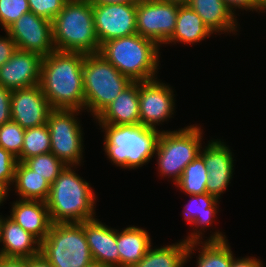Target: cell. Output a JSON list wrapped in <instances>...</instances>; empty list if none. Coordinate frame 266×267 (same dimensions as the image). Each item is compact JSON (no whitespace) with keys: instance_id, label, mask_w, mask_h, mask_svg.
<instances>
[{"instance_id":"3957f363","label":"cell","mask_w":266,"mask_h":267,"mask_svg":"<svg viewBox=\"0 0 266 267\" xmlns=\"http://www.w3.org/2000/svg\"><path fill=\"white\" fill-rule=\"evenodd\" d=\"M104 134V151L117 167L136 169L154 158L161 130L143 125L98 124Z\"/></svg>"},{"instance_id":"4dcf8cb0","label":"cell","mask_w":266,"mask_h":267,"mask_svg":"<svg viewBox=\"0 0 266 267\" xmlns=\"http://www.w3.org/2000/svg\"><path fill=\"white\" fill-rule=\"evenodd\" d=\"M25 129L13 120L0 126V146L18 158L21 155Z\"/></svg>"},{"instance_id":"8fae6325","label":"cell","mask_w":266,"mask_h":267,"mask_svg":"<svg viewBox=\"0 0 266 267\" xmlns=\"http://www.w3.org/2000/svg\"><path fill=\"white\" fill-rule=\"evenodd\" d=\"M174 89L160 79L139 82L140 125L158 129L172 118L175 110Z\"/></svg>"},{"instance_id":"4316f807","label":"cell","mask_w":266,"mask_h":267,"mask_svg":"<svg viewBox=\"0 0 266 267\" xmlns=\"http://www.w3.org/2000/svg\"><path fill=\"white\" fill-rule=\"evenodd\" d=\"M189 243L180 240L153 249L149 248L145 256L132 267H184L187 263V251Z\"/></svg>"},{"instance_id":"e0dca14e","label":"cell","mask_w":266,"mask_h":267,"mask_svg":"<svg viewBox=\"0 0 266 267\" xmlns=\"http://www.w3.org/2000/svg\"><path fill=\"white\" fill-rule=\"evenodd\" d=\"M84 232L93 260L110 267H120L117 248V229L99 219L84 221Z\"/></svg>"},{"instance_id":"5bb4252c","label":"cell","mask_w":266,"mask_h":267,"mask_svg":"<svg viewBox=\"0 0 266 267\" xmlns=\"http://www.w3.org/2000/svg\"><path fill=\"white\" fill-rule=\"evenodd\" d=\"M199 155L203 158L208 170L207 193L220 199L233 178L234 154L224 141L217 138L208 141L207 146L200 150Z\"/></svg>"},{"instance_id":"7bdbcfd3","label":"cell","mask_w":266,"mask_h":267,"mask_svg":"<svg viewBox=\"0 0 266 267\" xmlns=\"http://www.w3.org/2000/svg\"><path fill=\"white\" fill-rule=\"evenodd\" d=\"M164 2H169V3H175V4H179V5H187L189 0H161Z\"/></svg>"},{"instance_id":"f6af8a7d","label":"cell","mask_w":266,"mask_h":267,"mask_svg":"<svg viewBox=\"0 0 266 267\" xmlns=\"http://www.w3.org/2000/svg\"><path fill=\"white\" fill-rule=\"evenodd\" d=\"M0 243H1V215H0Z\"/></svg>"},{"instance_id":"6da1fadb","label":"cell","mask_w":266,"mask_h":267,"mask_svg":"<svg viewBox=\"0 0 266 267\" xmlns=\"http://www.w3.org/2000/svg\"><path fill=\"white\" fill-rule=\"evenodd\" d=\"M84 56L55 50L42 58L39 85L52 109L84 110Z\"/></svg>"},{"instance_id":"8992f818","label":"cell","mask_w":266,"mask_h":267,"mask_svg":"<svg viewBox=\"0 0 266 267\" xmlns=\"http://www.w3.org/2000/svg\"><path fill=\"white\" fill-rule=\"evenodd\" d=\"M132 81L100 53L85 54L83 62L84 110L95 119Z\"/></svg>"},{"instance_id":"60d3db41","label":"cell","mask_w":266,"mask_h":267,"mask_svg":"<svg viewBox=\"0 0 266 267\" xmlns=\"http://www.w3.org/2000/svg\"><path fill=\"white\" fill-rule=\"evenodd\" d=\"M92 4H130L137 3L139 0H89Z\"/></svg>"},{"instance_id":"44dd1931","label":"cell","mask_w":266,"mask_h":267,"mask_svg":"<svg viewBox=\"0 0 266 267\" xmlns=\"http://www.w3.org/2000/svg\"><path fill=\"white\" fill-rule=\"evenodd\" d=\"M196 248L199 249V255L196 258L197 267H230L235 257L226 236L219 230L212 232L205 241L190 242L187 262L192 254H195Z\"/></svg>"},{"instance_id":"4fadbf2b","label":"cell","mask_w":266,"mask_h":267,"mask_svg":"<svg viewBox=\"0 0 266 267\" xmlns=\"http://www.w3.org/2000/svg\"><path fill=\"white\" fill-rule=\"evenodd\" d=\"M94 29L100 46L136 34V3L93 4Z\"/></svg>"},{"instance_id":"d6986e66","label":"cell","mask_w":266,"mask_h":267,"mask_svg":"<svg viewBox=\"0 0 266 267\" xmlns=\"http://www.w3.org/2000/svg\"><path fill=\"white\" fill-rule=\"evenodd\" d=\"M99 124H140L139 82L132 81L96 118Z\"/></svg>"},{"instance_id":"9a60e30c","label":"cell","mask_w":266,"mask_h":267,"mask_svg":"<svg viewBox=\"0 0 266 267\" xmlns=\"http://www.w3.org/2000/svg\"><path fill=\"white\" fill-rule=\"evenodd\" d=\"M51 110L39 84L11 91V118L23 129L46 124Z\"/></svg>"},{"instance_id":"f35d334b","label":"cell","mask_w":266,"mask_h":267,"mask_svg":"<svg viewBox=\"0 0 266 267\" xmlns=\"http://www.w3.org/2000/svg\"><path fill=\"white\" fill-rule=\"evenodd\" d=\"M0 267H27V259L0 257Z\"/></svg>"},{"instance_id":"cb8c5ba5","label":"cell","mask_w":266,"mask_h":267,"mask_svg":"<svg viewBox=\"0 0 266 267\" xmlns=\"http://www.w3.org/2000/svg\"><path fill=\"white\" fill-rule=\"evenodd\" d=\"M151 239L148 231L138 226L117 230L120 267H132L138 263L152 246Z\"/></svg>"},{"instance_id":"83f0119b","label":"cell","mask_w":266,"mask_h":267,"mask_svg":"<svg viewBox=\"0 0 266 267\" xmlns=\"http://www.w3.org/2000/svg\"><path fill=\"white\" fill-rule=\"evenodd\" d=\"M203 158L198 155L183 171L175 186L189 195L207 193L208 172Z\"/></svg>"},{"instance_id":"30bf717a","label":"cell","mask_w":266,"mask_h":267,"mask_svg":"<svg viewBox=\"0 0 266 267\" xmlns=\"http://www.w3.org/2000/svg\"><path fill=\"white\" fill-rule=\"evenodd\" d=\"M179 4L161 0H142L136 3V32L155 41L159 46L172 36Z\"/></svg>"},{"instance_id":"ffe728a7","label":"cell","mask_w":266,"mask_h":267,"mask_svg":"<svg viewBox=\"0 0 266 267\" xmlns=\"http://www.w3.org/2000/svg\"><path fill=\"white\" fill-rule=\"evenodd\" d=\"M8 216L24 230L42 242L52 226L50 214L43 201L16 200L12 203Z\"/></svg>"},{"instance_id":"ba28073f","label":"cell","mask_w":266,"mask_h":267,"mask_svg":"<svg viewBox=\"0 0 266 267\" xmlns=\"http://www.w3.org/2000/svg\"><path fill=\"white\" fill-rule=\"evenodd\" d=\"M40 254L53 267H87L94 260L86 241L84 221L53 223L41 242Z\"/></svg>"},{"instance_id":"5b68a950","label":"cell","mask_w":266,"mask_h":267,"mask_svg":"<svg viewBox=\"0 0 266 267\" xmlns=\"http://www.w3.org/2000/svg\"><path fill=\"white\" fill-rule=\"evenodd\" d=\"M55 50L97 54L100 44L94 29L93 4L89 0H67L52 21Z\"/></svg>"},{"instance_id":"7402d4cb","label":"cell","mask_w":266,"mask_h":267,"mask_svg":"<svg viewBox=\"0 0 266 267\" xmlns=\"http://www.w3.org/2000/svg\"><path fill=\"white\" fill-rule=\"evenodd\" d=\"M189 197L191 200L185 205L183 211L184 219L196 229L185 237L184 240L188 243L203 240L204 233L202 232H205L204 229L211 227V224L214 223L219 206V199L208 193L189 195Z\"/></svg>"},{"instance_id":"ac0fdd59","label":"cell","mask_w":266,"mask_h":267,"mask_svg":"<svg viewBox=\"0 0 266 267\" xmlns=\"http://www.w3.org/2000/svg\"><path fill=\"white\" fill-rule=\"evenodd\" d=\"M0 257L28 259L40 254L41 242L8 216L1 215Z\"/></svg>"},{"instance_id":"e575fe53","label":"cell","mask_w":266,"mask_h":267,"mask_svg":"<svg viewBox=\"0 0 266 267\" xmlns=\"http://www.w3.org/2000/svg\"><path fill=\"white\" fill-rule=\"evenodd\" d=\"M227 7L235 14L236 9L254 10L258 13L266 12L262 0H223ZM235 8V9H234Z\"/></svg>"},{"instance_id":"8d00e7d4","label":"cell","mask_w":266,"mask_h":267,"mask_svg":"<svg viewBox=\"0 0 266 267\" xmlns=\"http://www.w3.org/2000/svg\"><path fill=\"white\" fill-rule=\"evenodd\" d=\"M6 36H0V67L6 63L17 50L14 40L5 31Z\"/></svg>"},{"instance_id":"74e56055","label":"cell","mask_w":266,"mask_h":267,"mask_svg":"<svg viewBox=\"0 0 266 267\" xmlns=\"http://www.w3.org/2000/svg\"><path fill=\"white\" fill-rule=\"evenodd\" d=\"M263 261L255 257L234 258L230 267H263Z\"/></svg>"},{"instance_id":"603a6c76","label":"cell","mask_w":266,"mask_h":267,"mask_svg":"<svg viewBox=\"0 0 266 267\" xmlns=\"http://www.w3.org/2000/svg\"><path fill=\"white\" fill-rule=\"evenodd\" d=\"M187 5L200 16L212 34L237 33L236 14L223 0H189Z\"/></svg>"},{"instance_id":"d6a6232c","label":"cell","mask_w":266,"mask_h":267,"mask_svg":"<svg viewBox=\"0 0 266 267\" xmlns=\"http://www.w3.org/2000/svg\"><path fill=\"white\" fill-rule=\"evenodd\" d=\"M67 0H28L30 12L53 21Z\"/></svg>"},{"instance_id":"484cf974","label":"cell","mask_w":266,"mask_h":267,"mask_svg":"<svg viewBox=\"0 0 266 267\" xmlns=\"http://www.w3.org/2000/svg\"><path fill=\"white\" fill-rule=\"evenodd\" d=\"M50 186L43 176L31 170L24 162L17 161L14 182L10 188L14 187L20 200L46 202Z\"/></svg>"},{"instance_id":"bcb514c9","label":"cell","mask_w":266,"mask_h":267,"mask_svg":"<svg viewBox=\"0 0 266 267\" xmlns=\"http://www.w3.org/2000/svg\"><path fill=\"white\" fill-rule=\"evenodd\" d=\"M262 3H263V6H264V8L266 10V0H262Z\"/></svg>"},{"instance_id":"7c38bea8","label":"cell","mask_w":266,"mask_h":267,"mask_svg":"<svg viewBox=\"0 0 266 267\" xmlns=\"http://www.w3.org/2000/svg\"><path fill=\"white\" fill-rule=\"evenodd\" d=\"M5 31L18 50L34 52L42 57L55 51L52 22L32 12L23 14Z\"/></svg>"},{"instance_id":"f1b7e54d","label":"cell","mask_w":266,"mask_h":267,"mask_svg":"<svg viewBox=\"0 0 266 267\" xmlns=\"http://www.w3.org/2000/svg\"><path fill=\"white\" fill-rule=\"evenodd\" d=\"M51 151L49 127L46 124L25 129L21 155L17 161L24 162L33 156Z\"/></svg>"},{"instance_id":"d4e9b609","label":"cell","mask_w":266,"mask_h":267,"mask_svg":"<svg viewBox=\"0 0 266 267\" xmlns=\"http://www.w3.org/2000/svg\"><path fill=\"white\" fill-rule=\"evenodd\" d=\"M211 31L203 23L200 16L188 5H180L176 20V27L166 44H195L209 38Z\"/></svg>"},{"instance_id":"9c48e42d","label":"cell","mask_w":266,"mask_h":267,"mask_svg":"<svg viewBox=\"0 0 266 267\" xmlns=\"http://www.w3.org/2000/svg\"><path fill=\"white\" fill-rule=\"evenodd\" d=\"M80 110L52 109L47 118L51 151L66 165L83 162V131L78 120ZM78 120V121H77Z\"/></svg>"},{"instance_id":"f546056e","label":"cell","mask_w":266,"mask_h":267,"mask_svg":"<svg viewBox=\"0 0 266 267\" xmlns=\"http://www.w3.org/2000/svg\"><path fill=\"white\" fill-rule=\"evenodd\" d=\"M24 163L31 170L37 172L40 176H43L50 185L66 167V164L58 159L52 152L33 156L26 159Z\"/></svg>"},{"instance_id":"836d02e7","label":"cell","mask_w":266,"mask_h":267,"mask_svg":"<svg viewBox=\"0 0 266 267\" xmlns=\"http://www.w3.org/2000/svg\"><path fill=\"white\" fill-rule=\"evenodd\" d=\"M17 158L0 146V184L9 192L14 182Z\"/></svg>"},{"instance_id":"b9f144b4","label":"cell","mask_w":266,"mask_h":267,"mask_svg":"<svg viewBox=\"0 0 266 267\" xmlns=\"http://www.w3.org/2000/svg\"><path fill=\"white\" fill-rule=\"evenodd\" d=\"M8 191L0 184V206L6 200V197L9 196ZM5 199V200H4Z\"/></svg>"},{"instance_id":"2e32d148","label":"cell","mask_w":266,"mask_h":267,"mask_svg":"<svg viewBox=\"0 0 266 267\" xmlns=\"http://www.w3.org/2000/svg\"><path fill=\"white\" fill-rule=\"evenodd\" d=\"M42 58L37 53L17 49L0 67V85L10 91L38 85Z\"/></svg>"},{"instance_id":"52a82bcc","label":"cell","mask_w":266,"mask_h":267,"mask_svg":"<svg viewBox=\"0 0 266 267\" xmlns=\"http://www.w3.org/2000/svg\"><path fill=\"white\" fill-rule=\"evenodd\" d=\"M203 129L193 124L179 130H162L159 134L155 156L160 176L172 177L175 184L202 149Z\"/></svg>"},{"instance_id":"ab89813d","label":"cell","mask_w":266,"mask_h":267,"mask_svg":"<svg viewBox=\"0 0 266 267\" xmlns=\"http://www.w3.org/2000/svg\"><path fill=\"white\" fill-rule=\"evenodd\" d=\"M27 267H53L41 254L27 259Z\"/></svg>"},{"instance_id":"277c9868","label":"cell","mask_w":266,"mask_h":267,"mask_svg":"<svg viewBox=\"0 0 266 267\" xmlns=\"http://www.w3.org/2000/svg\"><path fill=\"white\" fill-rule=\"evenodd\" d=\"M159 49L155 41L136 33L106 41L99 53L131 81L143 82L158 77Z\"/></svg>"},{"instance_id":"7a4b0ae2","label":"cell","mask_w":266,"mask_h":267,"mask_svg":"<svg viewBox=\"0 0 266 267\" xmlns=\"http://www.w3.org/2000/svg\"><path fill=\"white\" fill-rule=\"evenodd\" d=\"M75 167L66 165L50 186L46 205L52 223H81L97 217L96 194Z\"/></svg>"},{"instance_id":"1f68e13d","label":"cell","mask_w":266,"mask_h":267,"mask_svg":"<svg viewBox=\"0 0 266 267\" xmlns=\"http://www.w3.org/2000/svg\"><path fill=\"white\" fill-rule=\"evenodd\" d=\"M28 0H0V25L5 31L23 14L29 13Z\"/></svg>"},{"instance_id":"d590c367","label":"cell","mask_w":266,"mask_h":267,"mask_svg":"<svg viewBox=\"0 0 266 267\" xmlns=\"http://www.w3.org/2000/svg\"><path fill=\"white\" fill-rule=\"evenodd\" d=\"M11 120V91L0 85V126Z\"/></svg>"},{"instance_id":"ee69618b","label":"cell","mask_w":266,"mask_h":267,"mask_svg":"<svg viewBox=\"0 0 266 267\" xmlns=\"http://www.w3.org/2000/svg\"><path fill=\"white\" fill-rule=\"evenodd\" d=\"M87 267H110L105 264H101L100 262L93 261L87 265Z\"/></svg>"}]
</instances>
